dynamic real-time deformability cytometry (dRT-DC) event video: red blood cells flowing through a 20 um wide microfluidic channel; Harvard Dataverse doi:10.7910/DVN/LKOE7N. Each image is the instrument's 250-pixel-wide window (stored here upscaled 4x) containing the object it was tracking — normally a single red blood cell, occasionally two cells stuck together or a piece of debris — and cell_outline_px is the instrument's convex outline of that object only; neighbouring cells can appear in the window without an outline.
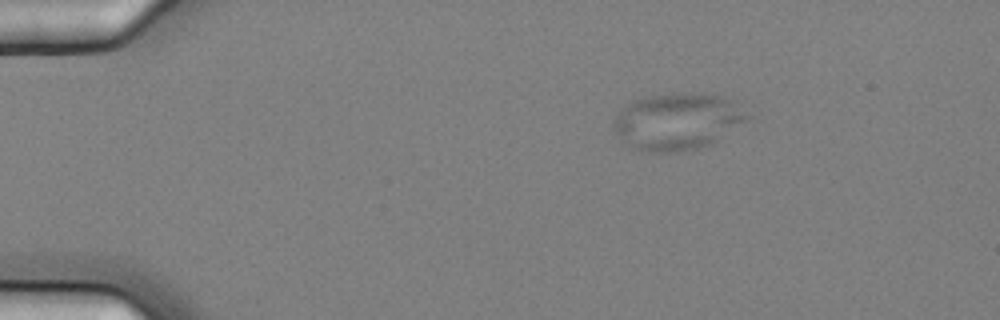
{"species": "common noctule bat (a hibernating species)", "species_latin": "Nyctalus noctula", "temperature_condition": "cold", "stored_images_in_passage": 5, "camera_frame_rate_fps": 3000, "um_per_image_px": 0.085, "animal": {"sex": "female", "body_mass_g": 25.1}, "frame": {"image": 1, "passage_image": 3, "time_ms": 0.667, "image_size_px": [1000, 320], "cell_outline_px": [[752, 116], [748, 120], [716, 140], [708, 144], [696, 148], [676, 152], [656, 152], [636, 148], [624, 140], [612, 128], [612, 120], [628, 104], [644, 96], [672, 92], [704, 92], [736, 100]], "centroid_in_image_um": [57.64, 10.26], "position_along_channel_um": 27.4, "area_um2": 44.27}}